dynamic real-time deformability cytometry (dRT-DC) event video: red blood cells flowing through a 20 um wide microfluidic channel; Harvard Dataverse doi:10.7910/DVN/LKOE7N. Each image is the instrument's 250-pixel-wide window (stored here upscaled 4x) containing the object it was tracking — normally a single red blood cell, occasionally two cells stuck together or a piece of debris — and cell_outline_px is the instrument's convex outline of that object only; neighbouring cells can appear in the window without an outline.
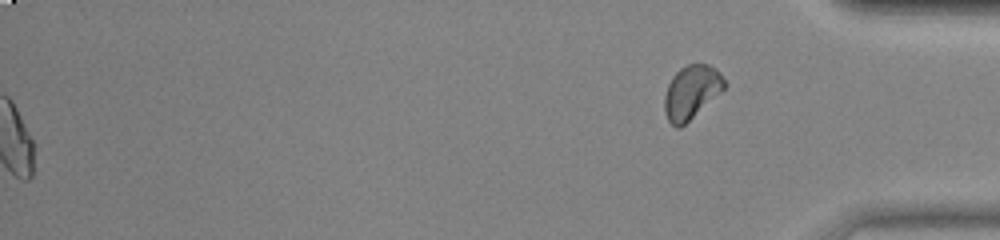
{"species": "common noctule bat (a hibernating species)", "species_latin": "Nyctalus noctula", "temperature_condition": "warm", "stored_images_in_passage": 54, "segment_of_instrument_passage": [2, 2], "camera_frame_rate_fps": 3000, "um_per_image_px": 0.085, "animal": {"sex": "female", "body_mass_g": 23.0, "forearm_length_mm": 53.4}, "frame": {"image": 1, "passage_image": 54, "time_ms": 17.667, "image_size_px": [1000, 240], "cell_outline_px": [[724, 88], [720, 92], [680, 128], [676, 128], [668, 120], [664, 112], [664, 96], [668, 84], [672, 76], [680, 68], [688, 64], [708, 64], [716, 68], [720, 72], [724, 80]], "centroid_in_image_um": [58.73, 7.81], "position_along_channel_um": 376.5, "area_um2": 18.44}}